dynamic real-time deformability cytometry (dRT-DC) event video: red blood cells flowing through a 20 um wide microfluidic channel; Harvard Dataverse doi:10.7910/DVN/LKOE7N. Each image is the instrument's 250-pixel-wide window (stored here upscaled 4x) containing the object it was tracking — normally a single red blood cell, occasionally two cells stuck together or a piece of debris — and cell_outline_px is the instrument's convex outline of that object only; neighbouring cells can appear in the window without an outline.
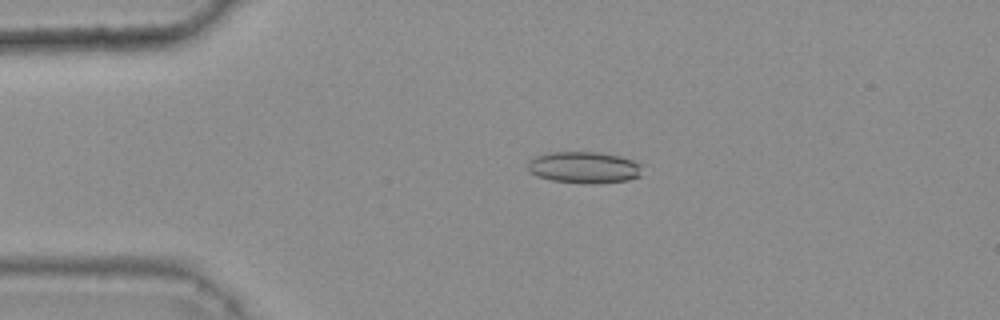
{"species": "common noctule bat (a hibernating species)", "species_latin": "Nyctalus noctula", "temperature_condition": "warm", "stored_images_in_passage": 44, "camera_frame_rate_fps": 3000, "um_per_image_px": 0.085, "animal": {"sex": "female", "body_mass_g": 25.1}, "frame": {"image": 1, "passage_image": 10, "time_ms": 3.0, "image_size_px": [1000, 320], "cell_outline_px": [[640, 176], [628, 180], [596, 184], [580, 184], [552, 180], [536, 176], [528, 172], [528, 164], [536, 156], [548, 152], [600, 152], [620, 156], [632, 160], [640, 164]], "centroid_in_image_um": [49.63, 14.24], "position_along_channel_um": 35.4, "area_um2": 21.21}}
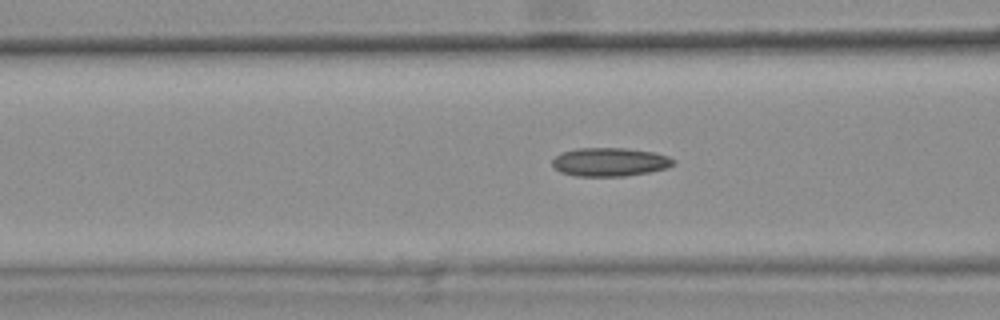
{"frame": {"image": 2, "passage_image": 19, "time_ms": 6.0, "image_size_px": [1000, 320], "cell_outline_px": [[676, 164], [664, 168], [648, 172], [624, 176], [576, 176], [560, 172], [552, 164], [552, 160], [560, 152], [576, 148], [624, 148], [656, 152], [668, 156], [676, 160]], "centroid_in_image_um": [51.84, 13.76], "position_along_channel_um": 114.8, "area_um2": 20.23}}
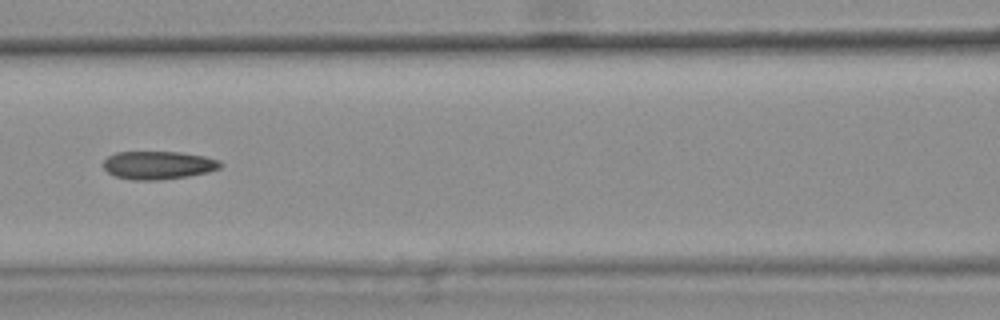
{"frame": {"image": 3, "passage_image": 22, "time_ms": 7.0, "image_size_px": [1000, 320], "cell_outline_px": [[224, 164], [220, 168], [208, 172], [188, 176], [156, 180], [132, 180], [116, 176], [108, 172], [104, 168], [104, 160], [108, 156], [116, 152], [180, 152], [204, 156], [220, 160]], "centroid_in_image_um": [13.48, 14.03], "position_along_channel_um": 153.1, "area_um2": 19.19}, "authors_computed_cell_mechanics": {"area_um2": 19.6231, "velocity_mm_per_s": 3.8317, "shape_relaxation_time_tau1_ms": null, "shape_relaxation_time_tau2_ms": 3.7208, "deformation_change_tau1": null, "deformation_change_tau2": 0.1085}}